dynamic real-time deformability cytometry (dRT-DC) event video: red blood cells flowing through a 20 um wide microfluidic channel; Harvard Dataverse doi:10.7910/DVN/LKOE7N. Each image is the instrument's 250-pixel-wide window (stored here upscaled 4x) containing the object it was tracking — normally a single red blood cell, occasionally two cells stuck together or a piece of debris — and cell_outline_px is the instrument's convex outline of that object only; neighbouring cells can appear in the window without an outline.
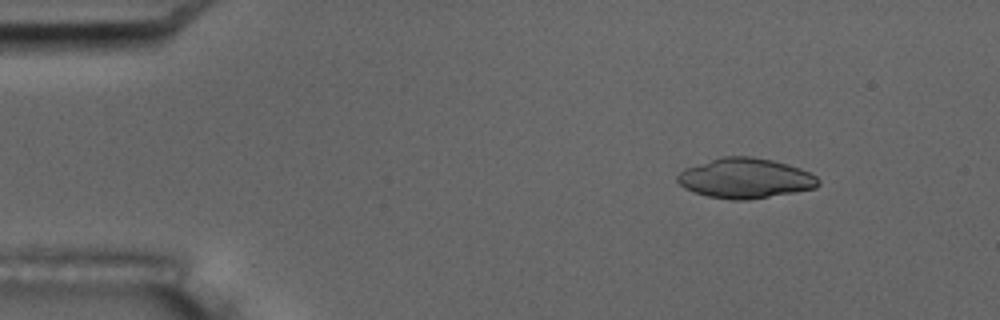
{"species": "common noctule bat (a hibernating species)", "species_latin": "Nyctalus noctula", "temperature_condition": "room temperature", "stored_images_in_passage": 10, "camera_frame_rate_fps": 3000, "um_per_image_px": 0.085, "animal": {"sex": "male", "body_mass_g": 17.5, "forearm_length_mm": 52.3}, "frame": {"image": 1, "passage_image": 2, "time_ms": 1.333, "image_size_px": [1000, 320], "cell_outline_px": [[820, 184], [816, 188], [796, 192], [748, 200], [728, 200], [708, 196], [692, 192], [684, 188], [676, 180], [676, 176], [684, 168], [724, 156], [752, 156], [772, 160], [788, 164], [800, 168], [816, 176], [820, 180]], "centroid_in_image_um": [63.35, 15.16], "position_along_channel_um": 21.7, "area_um2": 33.06}}